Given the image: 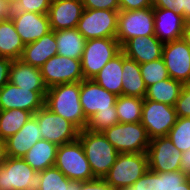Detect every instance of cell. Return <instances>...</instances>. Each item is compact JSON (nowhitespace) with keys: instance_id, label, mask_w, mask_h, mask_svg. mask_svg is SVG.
Listing matches in <instances>:
<instances>
[{"instance_id":"36","label":"cell","mask_w":190,"mask_h":190,"mask_svg":"<svg viewBox=\"0 0 190 190\" xmlns=\"http://www.w3.org/2000/svg\"><path fill=\"white\" fill-rule=\"evenodd\" d=\"M52 0H19L14 11L47 14Z\"/></svg>"},{"instance_id":"31","label":"cell","mask_w":190,"mask_h":190,"mask_svg":"<svg viewBox=\"0 0 190 190\" xmlns=\"http://www.w3.org/2000/svg\"><path fill=\"white\" fill-rule=\"evenodd\" d=\"M144 98L121 95L117 97L115 107L119 123H137L141 121Z\"/></svg>"},{"instance_id":"19","label":"cell","mask_w":190,"mask_h":190,"mask_svg":"<svg viewBox=\"0 0 190 190\" xmlns=\"http://www.w3.org/2000/svg\"><path fill=\"white\" fill-rule=\"evenodd\" d=\"M42 139L36 117L31 116L20 130L5 140L7 157L23 158Z\"/></svg>"},{"instance_id":"4","label":"cell","mask_w":190,"mask_h":190,"mask_svg":"<svg viewBox=\"0 0 190 190\" xmlns=\"http://www.w3.org/2000/svg\"><path fill=\"white\" fill-rule=\"evenodd\" d=\"M54 166L73 181L85 182L96 178L79 139L58 146Z\"/></svg>"},{"instance_id":"10","label":"cell","mask_w":190,"mask_h":190,"mask_svg":"<svg viewBox=\"0 0 190 190\" xmlns=\"http://www.w3.org/2000/svg\"><path fill=\"white\" fill-rule=\"evenodd\" d=\"M141 124L150 139L167 136L177 120L175 106L144 98Z\"/></svg>"},{"instance_id":"5","label":"cell","mask_w":190,"mask_h":190,"mask_svg":"<svg viewBox=\"0 0 190 190\" xmlns=\"http://www.w3.org/2000/svg\"><path fill=\"white\" fill-rule=\"evenodd\" d=\"M102 134L118 153H146L151 140L141 122L117 123Z\"/></svg>"},{"instance_id":"22","label":"cell","mask_w":190,"mask_h":190,"mask_svg":"<svg viewBox=\"0 0 190 190\" xmlns=\"http://www.w3.org/2000/svg\"><path fill=\"white\" fill-rule=\"evenodd\" d=\"M9 82L24 89L37 91L44 99L48 88L44 84L40 68L24 63L22 60H13Z\"/></svg>"},{"instance_id":"45","label":"cell","mask_w":190,"mask_h":190,"mask_svg":"<svg viewBox=\"0 0 190 190\" xmlns=\"http://www.w3.org/2000/svg\"><path fill=\"white\" fill-rule=\"evenodd\" d=\"M14 8L4 0H0V22L12 18Z\"/></svg>"},{"instance_id":"43","label":"cell","mask_w":190,"mask_h":190,"mask_svg":"<svg viewBox=\"0 0 190 190\" xmlns=\"http://www.w3.org/2000/svg\"><path fill=\"white\" fill-rule=\"evenodd\" d=\"M12 61L10 58L0 57V89L9 82Z\"/></svg>"},{"instance_id":"23","label":"cell","mask_w":190,"mask_h":190,"mask_svg":"<svg viewBox=\"0 0 190 190\" xmlns=\"http://www.w3.org/2000/svg\"><path fill=\"white\" fill-rule=\"evenodd\" d=\"M57 55L55 31H50L35 42L26 44L20 60L40 68L49 58Z\"/></svg>"},{"instance_id":"12","label":"cell","mask_w":190,"mask_h":190,"mask_svg":"<svg viewBox=\"0 0 190 190\" xmlns=\"http://www.w3.org/2000/svg\"><path fill=\"white\" fill-rule=\"evenodd\" d=\"M40 71L47 88L84 80L81 60L70 57L55 55L40 67Z\"/></svg>"},{"instance_id":"24","label":"cell","mask_w":190,"mask_h":190,"mask_svg":"<svg viewBox=\"0 0 190 190\" xmlns=\"http://www.w3.org/2000/svg\"><path fill=\"white\" fill-rule=\"evenodd\" d=\"M122 69V95L145 98L147 86L140 72V64L122 52Z\"/></svg>"},{"instance_id":"50","label":"cell","mask_w":190,"mask_h":190,"mask_svg":"<svg viewBox=\"0 0 190 190\" xmlns=\"http://www.w3.org/2000/svg\"><path fill=\"white\" fill-rule=\"evenodd\" d=\"M175 190H190V178H188L182 184H179V187Z\"/></svg>"},{"instance_id":"17","label":"cell","mask_w":190,"mask_h":190,"mask_svg":"<svg viewBox=\"0 0 190 190\" xmlns=\"http://www.w3.org/2000/svg\"><path fill=\"white\" fill-rule=\"evenodd\" d=\"M11 19L25 45L52 31L47 14L13 11Z\"/></svg>"},{"instance_id":"16","label":"cell","mask_w":190,"mask_h":190,"mask_svg":"<svg viewBox=\"0 0 190 190\" xmlns=\"http://www.w3.org/2000/svg\"><path fill=\"white\" fill-rule=\"evenodd\" d=\"M117 97L93 79H84L80 82V103L88 120L97 111L111 110V107H115Z\"/></svg>"},{"instance_id":"48","label":"cell","mask_w":190,"mask_h":190,"mask_svg":"<svg viewBox=\"0 0 190 190\" xmlns=\"http://www.w3.org/2000/svg\"><path fill=\"white\" fill-rule=\"evenodd\" d=\"M6 146H5V140L0 138V165L4 162L6 159Z\"/></svg>"},{"instance_id":"27","label":"cell","mask_w":190,"mask_h":190,"mask_svg":"<svg viewBox=\"0 0 190 190\" xmlns=\"http://www.w3.org/2000/svg\"><path fill=\"white\" fill-rule=\"evenodd\" d=\"M57 148L56 144L41 139L33 145L23 159L36 172H41L55 165Z\"/></svg>"},{"instance_id":"34","label":"cell","mask_w":190,"mask_h":190,"mask_svg":"<svg viewBox=\"0 0 190 190\" xmlns=\"http://www.w3.org/2000/svg\"><path fill=\"white\" fill-rule=\"evenodd\" d=\"M140 72L147 88L169 78L163 58L140 64Z\"/></svg>"},{"instance_id":"47","label":"cell","mask_w":190,"mask_h":190,"mask_svg":"<svg viewBox=\"0 0 190 190\" xmlns=\"http://www.w3.org/2000/svg\"><path fill=\"white\" fill-rule=\"evenodd\" d=\"M178 14H181L187 22L190 21V0H180Z\"/></svg>"},{"instance_id":"11","label":"cell","mask_w":190,"mask_h":190,"mask_svg":"<svg viewBox=\"0 0 190 190\" xmlns=\"http://www.w3.org/2000/svg\"><path fill=\"white\" fill-rule=\"evenodd\" d=\"M34 116L39 124L43 140L60 146L78 139L80 130L62 116L51 112L47 107L40 108Z\"/></svg>"},{"instance_id":"7","label":"cell","mask_w":190,"mask_h":190,"mask_svg":"<svg viewBox=\"0 0 190 190\" xmlns=\"http://www.w3.org/2000/svg\"><path fill=\"white\" fill-rule=\"evenodd\" d=\"M121 52L116 38H95L86 41L81 57L84 79H93L100 70Z\"/></svg>"},{"instance_id":"41","label":"cell","mask_w":190,"mask_h":190,"mask_svg":"<svg viewBox=\"0 0 190 190\" xmlns=\"http://www.w3.org/2000/svg\"><path fill=\"white\" fill-rule=\"evenodd\" d=\"M120 10L131 11L152 7V0H118Z\"/></svg>"},{"instance_id":"52","label":"cell","mask_w":190,"mask_h":190,"mask_svg":"<svg viewBox=\"0 0 190 190\" xmlns=\"http://www.w3.org/2000/svg\"><path fill=\"white\" fill-rule=\"evenodd\" d=\"M114 190H136V189L133 186H127V187H124V188H119V189H114Z\"/></svg>"},{"instance_id":"8","label":"cell","mask_w":190,"mask_h":190,"mask_svg":"<svg viewBox=\"0 0 190 190\" xmlns=\"http://www.w3.org/2000/svg\"><path fill=\"white\" fill-rule=\"evenodd\" d=\"M118 14L114 10L84 9L76 28L86 40L116 38Z\"/></svg>"},{"instance_id":"18","label":"cell","mask_w":190,"mask_h":190,"mask_svg":"<svg viewBox=\"0 0 190 190\" xmlns=\"http://www.w3.org/2000/svg\"><path fill=\"white\" fill-rule=\"evenodd\" d=\"M83 10L82 0H52L47 13L51 30L76 28Z\"/></svg>"},{"instance_id":"2","label":"cell","mask_w":190,"mask_h":190,"mask_svg":"<svg viewBox=\"0 0 190 190\" xmlns=\"http://www.w3.org/2000/svg\"><path fill=\"white\" fill-rule=\"evenodd\" d=\"M78 139L83 146L93 175L96 178L103 179L115 163L119 154L118 151L102 133L83 129L79 132Z\"/></svg>"},{"instance_id":"15","label":"cell","mask_w":190,"mask_h":190,"mask_svg":"<svg viewBox=\"0 0 190 190\" xmlns=\"http://www.w3.org/2000/svg\"><path fill=\"white\" fill-rule=\"evenodd\" d=\"M45 99L37 92L7 82L0 89V110L22 109L33 115L44 106Z\"/></svg>"},{"instance_id":"6","label":"cell","mask_w":190,"mask_h":190,"mask_svg":"<svg viewBox=\"0 0 190 190\" xmlns=\"http://www.w3.org/2000/svg\"><path fill=\"white\" fill-rule=\"evenodd\" d=\"M41 172L23 158L6 157L0 165V190H39Z\"/></svg>"},{"instance_id":"35","label":"cell","mask_w":190,"mask_h":190,"mask_svg":"<svg viewBox=\"0 0 190 190\" xmlns=\"http://www.w3.org/2000/svg\"><path fill=\"white\" fill-rule=\"evenodd\" d=\"M117 123H119V119L116 107H111V110L97 111L91 116L88 120L86 129L92 132L102 133Z\"/></svg>"},{"instance_id":"20","label":"cell","mask_w":190,"mask_h":190,"mask_svg":"<svg viewBox=\"0 0 190 190\" xmlns=\"http://www.w3.org/2000/svg\"><path fill=\"white\" fill-rule=\"evenodd\" d=\"M163 45L155 35L137 36L129 39L121 47V51L126 57L143 64L162 58Z\"/></svg>"},{"instance_id":"28","label":"cell","mask_w":190,"mask_h":190,"mask_svg":"<svg viewBox=\"0 0 190 190\" xmlns=\"http://www.w3.org/2000/svg\"><path fill=\"white\" fill-rule=\"evenodd\" d=\"M25 44L17 33L12 19L0 22V57L20 59Z\"/></svg>"},{"instance_id":"3","label":"cell","mask_w":190,"mask_h":190,"mask_svg":"<svg viewBox=\"0 0 190 190\" xmlns=\"http://www.w3.org/2000/svg\"><path fill=\"white\" fill-rule=\"evenodd\" d=\"M148 169L146 153H119L103 179L113 189L124 188L132 186Z\"/></svg>"},{"instance_id":"25","label":"cell","mask_w":190,"mask_h":190,"mask_svg":"<svg viewBox=\"0 0 190 190\" xmlns=\"http://www.w3.org/2000/svg\"><path fill=\"white\" fill-rule=\"evenodd\" d=\"M122 51L93 77V80L107 91L116 96L122 95Z\"/></svg>"},{"instance_id":"33","label":"cell","mask_w":190,"mask_h":190,"mask_svg":"<svg viewBox=\"0 0 190 190\" xmlns=\"http://www.w3.org/2000/svg\"><path fill=\"white\" fill-rule=\"evenodd\" d=\"M167 137L182 153L190 149V118L177 117Z\"/></svg>"},{"instance_id":"44","label":"cell","mask_w":190,"mask_h":190,"mask_svg":"<svg viewBox=\"0 0 190 190\" xmlns=\"http://www.w3.org/2000/svg\"><path fill=\"white\" fill-rule=\"evenodd\" d=\"M180 0H152L153 8H164L178 13Z\"/></svg>"},{"instance_id":"29","label":"cell","mask_w":190,"mask_h":190,"mask_svg":"<svg viewBox=\"0 0 190 190\" xmlns=\"http://www.w3.org/2000/svg\"><path fill=\"white\" fill-rule=\"evenodd\" d=\"M183 83L172 78L158 81L147 88L145 98L156 102L175 106L183 88Z\"/></svg>"},{"instance_id":"49","label":"cell","mask_w":190,"mask_h":190,"mask_svg":"<svg viewBox=\"0 0 190 190\" xmlns=\"http://www.w3.org/2000/svg\"><path fill=\"white\" fill-rule=\"evenodd\" d=\"M182 39L190 47V23L187 22L183 31Z\"/></svg>"},{"instance_id":"40","label":"cell","mask_w":190,"mask_h":190,"mask_svg":"<svg viewBox=\"0 0 190 190\" xmlns=\"http://www.w3.org/2000/svg\"><path fill=\"white\" fill-rule=\"evenodd\" d=\"M84 9L120 11L118 0H82Z\"/></svg>"},{"instance_id":"30","label":"cell","mask_w":190,"mask_h":190,"mask_svg":"<svg viewBox=\"0 0 190 190\" xmlns=\"http://www.w3.org/2000/svg\"><path fill=\"white\" fill-rule=\"evenodd\" d=\"M31 116V112L22 109L0 110V138L6 140L16 134Z\"/></svg>"},{"instance_id":"39","label":"cell","mask_w":190,"mask_h":190,"mask_svg":"<svg viewBox=\"0 0 190 190\" xmlns=\"http://www.w3.org/2000/svg\"><path fill=\"white\" fill-rule=\"evenodd\" d=\"M177 117L190 118V82L183 85L182 91L175 104Z\"/></svg>"},{"instance_id":"9","label":"cell","mask_w":190,"mask_h":190,"mask_svg":"<svg viewBox=\"0 0 190 190\" xmlns=\"http://www.w3.org/2000/svg\"><path fill=\"white\" fill-rule=\"evenodd\" d=\"M155 35L154 8L124 11L118 14L116 39L121 47L134 37Z\"/></svg>"},{"instance_id":"1","label":"cell","mask_w":190,"mask_h":190,"mask_svg":"<svg viewBox=\"0 0 190 190\" xmlns=\"http://www.w3.org/2000/svg\"><path fill=\"white\" fill-rule=\"evenodd\" d=\"M44 106L74 124L80 131L86 129L88 119L80 103V82L59 84L48 88Z\"/></svg>"},{"instance_id":"38","label":"cell","mask_w":190,"mask_h":190,"mask_svg":"<svg viewBox=\"0 0 190 190\" xmlns=\"http://www.w3.org/2000/svg\"><path fill=\"white\" fill-rule=\"evenodd\" d=\"M187 179L188 177L181 171L160 173L161 190H175Z\"/></svg>"},{"instance_id":"37","label":"cell","mask_w":190,"mask_h":190,"mask_svg":"<svg viewBox=\"0 0 190 190\" xmlns=\"http://www.w3.org/2000/svg\"><path fill=\"white\" fill-rule=\"evenodd\" d=\"M132 186L136 190H161L160 173L148 169Z\"/></svg>"},{"instance_id":"13","label":"cell","mask_w":190,"mask_h":190,"mask_svg":"<svg viewBox=\"0 0 190 190\" xmlns=\"http://www.w3.org/2000/svg\"><path fill=\"white\" fill-rule=\"evenodd\" d=\"M146 154L150 170L159 173L180 171L182 152L167 136L151 139Z\"/></svg>"},{"instance_id":"21","label":"cell","mask_w":190,"mask_h":190,"mask_svg":"<svg viewBox=\"0 0 190 190\" xmlns=\"http://www.w3.org/2000/svg\"><path fill=\"white\" fill-rule=\"evenodd\" d=\"M187 21L181 14L164 8H154L155 36L163 43L182 38Z\"/></svg>"},{"instance_id":"51","label":"cell","mask_w":190,"mask_h":190,"mask_svg":"<svg viewBox=\"0 0 190 190\" xmlns=\"http://www.w3.org/2000/svg\"><path fill=\"white\" fill-rule=\"evenodd\" d=\"M7 3H9L13 8H15L16 4L18 3L19 0H4Z\"/></svg>"},{"instance_id":"14","label":"cell","mask_w":190,"mask_h":190,"mask_svg":"<svg viewBox=\"0 0 190 190\" xmlns=\"http://www.w3.org/2000/svg\"><path fill=\"white\" fill-rule=\"evenodd\" d=\"M162 58L170 78L190 82V47L182 38L164 43Z\"/></svg>"},{"instance_id":"32","label":"cell","mask_w":190,"mask_h":190,"mask_svg":"<svg viewBox=\"0 0 190 190\" xmlns=\"http://www.w3.org/2000/svg\"><path fill=\"white\" fill-rule=\"evenodd\" d=\"M39 190H79V181L68 179L55 166L41 171Z\"/></svg>"},{"instance_id":"46","label":"cell","mask_w":190,"mask_h":190,"mask_svg":"<svg viewBox=\"0 0 190 190\" xmlns=\"http://www.w3.org/2000/svg\"><path fill=\"white\" fill-rule=\"evenodd\" d=\"M180 171L190 178V149L181 155Z\"/></svg>"},{"instance_id":"42","label":"cell","mask_w":190,"mask_h":190,"mask_svg":"<svg viewBox=\"0 0 190 190\" xmlns=\"http://www.w3.org/2000/svg\"><path fill=\"white\" fill-rule=\"evenodd\" d=\"M79 190H114L104 179L95 178L90 181L80 182Z\"/></svg>"},{"instance_id":"26","label":"cell","mask_w":190,"mask_h":190,"mask_svg":"<svg viewBox=\"0 0 190 190\" xmlns=\"http://www.w3.org/2000/svg\"><path fill=\"white\" fill-rule=\"evenodd\" d=\"M57 55L81 60L86 39L77 28L55 31Z\"/></svg>"}]
</instances>
